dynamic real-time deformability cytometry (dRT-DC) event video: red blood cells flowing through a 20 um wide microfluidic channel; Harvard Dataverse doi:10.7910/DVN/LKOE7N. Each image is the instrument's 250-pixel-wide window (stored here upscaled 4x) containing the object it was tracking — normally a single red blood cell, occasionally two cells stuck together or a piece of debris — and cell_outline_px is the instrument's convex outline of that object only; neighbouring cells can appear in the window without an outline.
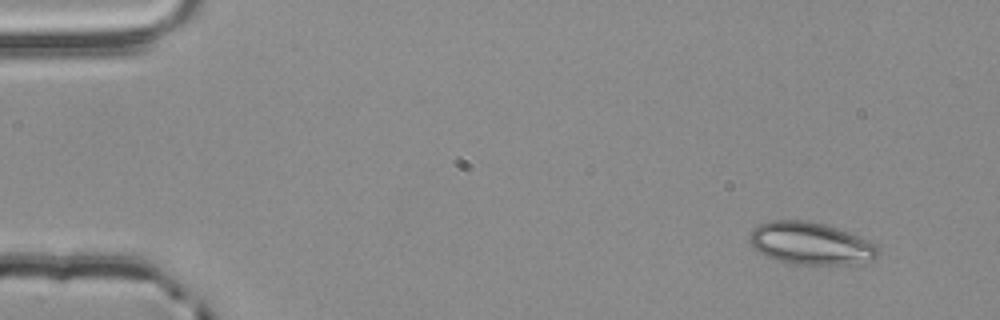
{"species": "common noctule bat (a hibernating species)", "species_latin": "Nyctalus noctula", "temperature_condition": "room temperature", "stored_images_in_passage": 3, "camera_frame_rate_fps": 3000, "um_per_image_px": 0.085, "animal": {"sex": "male", "body_mass_g": 20.4}, "frame": {"image": 1, "passage_image": 1, "time_ms": 0.0, "image_size_px": [1000, 320], "cell_outline_px": [[880, 252], [872, 260], [852, 264], [796, 264], [776, 260], [760, 252], [748, 240], [748, 232], [752, 228], [768, 220], [804, 220], [824, 224], [872, 240], [880, 248]], "centroid_in_image_um": [68.92, 20.68], "position_along_channel_um": 16.1, "area_um2": 31.85}}